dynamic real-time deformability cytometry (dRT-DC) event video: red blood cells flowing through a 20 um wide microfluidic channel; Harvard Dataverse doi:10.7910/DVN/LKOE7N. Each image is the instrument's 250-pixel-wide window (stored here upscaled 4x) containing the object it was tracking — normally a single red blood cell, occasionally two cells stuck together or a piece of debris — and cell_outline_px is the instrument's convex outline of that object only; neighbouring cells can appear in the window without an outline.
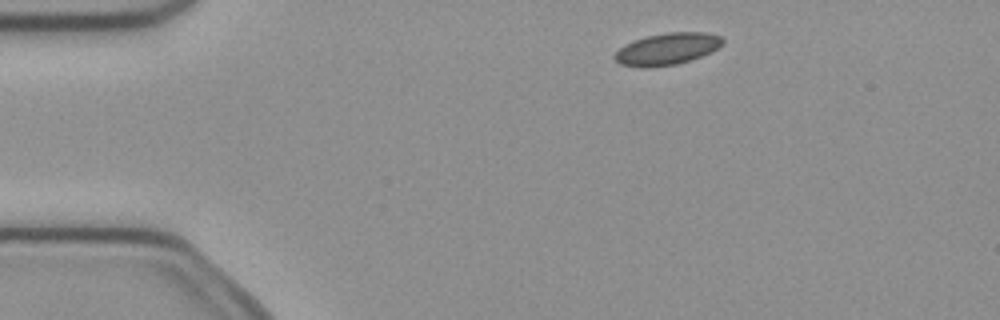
{"species": "common noctule bat (a hibernating species)", "species_latin": "Nyctalus noctula", "temperature_condition": "cold", "stored_images_in_passage": 4, "camera_frame_rate_fps": 3000, "um_per_image_px": 0.085, "animal": {"sex": "female", "body_mass_g": 21.9}, "frame": {"image": 1, "passage_image": 1, "time_ms": 0.0, "image_size_px": [1000, 320], "cell_outline_px": [[724, 44], [720, 48], [712, 52], [676, 64], [644, 68], [620, 64], [612, 56], [624, 44], [632, 40], [648, 36], [668, 32], [704, 32], [720, 36], [724, 40]], "centroid_in_image_um": [56.71, 4.15], "position_along_channel_um": 28.3, "area_um2": 20.06}}